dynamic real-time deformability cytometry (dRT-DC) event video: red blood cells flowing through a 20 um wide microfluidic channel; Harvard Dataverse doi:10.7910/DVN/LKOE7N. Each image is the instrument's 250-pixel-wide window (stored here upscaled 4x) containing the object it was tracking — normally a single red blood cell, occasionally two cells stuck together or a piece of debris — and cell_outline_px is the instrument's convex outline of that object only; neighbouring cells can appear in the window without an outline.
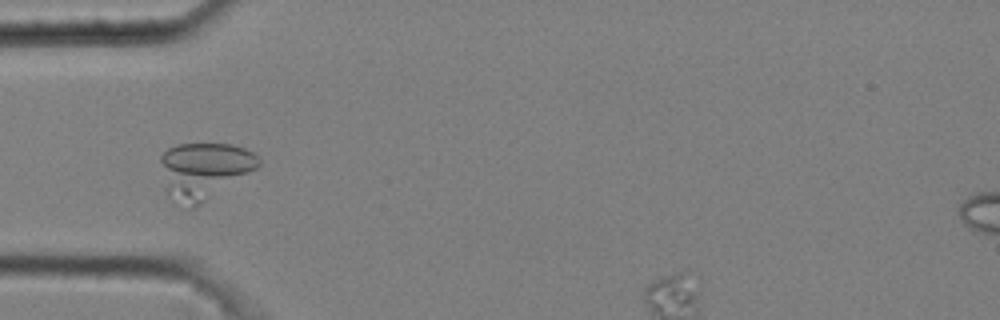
{"species": "common noctule bat (a hibernating species)", "species_latin": "Nyctalus noctula", "temperature_condition": "cold", "stored_images_in_passage": 10, "segment_of_instrument_passage": [1, 2], "camera_frame_rate_fps": 3000, "um_per_image_px": 0.085, "animal": {"sex": "male", "body_mass_g": 20.4}, "frame": {"image": 1, "passage_image": 5, "time_ms": 1.333, "image_size_px": [1000, 320], "cell_outline_px": [[260, 164], [256, 168], [200, 204], [192, 208], [188, 208], [168, 192], [160, 160], [160, 156], [168, 148], [180, 144], [232, 144], [244, 148], [252, 152], [260, 160]], "centroid_in_image_um": [17.36, 14.45], "position_along_channel_um": 67.6, "area_um2": 31.15}}
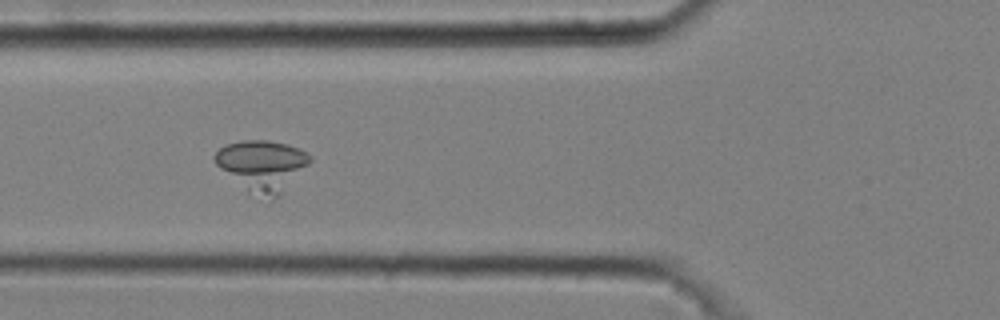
{"frame": {"image": 2, "passage_image": 6, "time_ms": 1.667, "image_size_px": [1000, 320], "cell_outline_px": [[312, 160], [268, 204], [264, 204], [248, 192], [220, 168], [216, 164], [212, 156], [224, 144], [240, 140], [268, 140], [288, 144], [312, 156]], "centroid_in_image_um": [22.23, 14.09], "position_along_channel_um": 103.6, "area_um2": 28.21}}
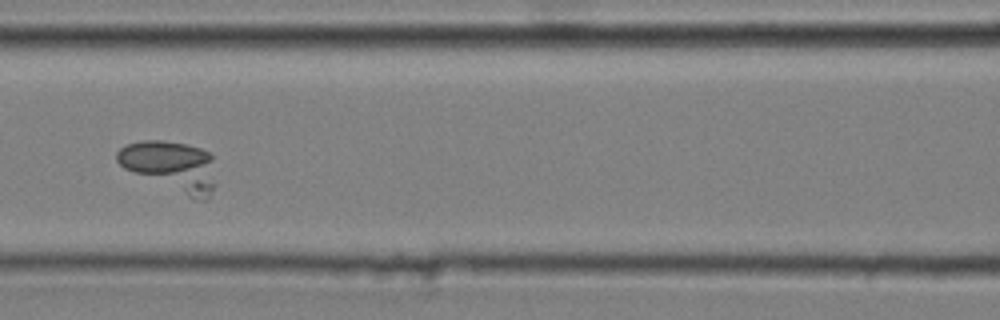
{"frame": {"image": 3, "passage_image": 7, "time_ms": 2.0, "image_size_px": [1000, 320], "cell_outline_px": [[216, 184], [208, 200], [196, 200], [124, 168], [116, 160], [116, 152], [120, 148], [128, 144], [144, 140], [160, 140], [184, 144], [200, 148], [208, 152], [212, 156]], "centroid_in_image_um": [14.57, 14.13], "position_along_channel_um": 152.0, "area_um2": 28.73}}